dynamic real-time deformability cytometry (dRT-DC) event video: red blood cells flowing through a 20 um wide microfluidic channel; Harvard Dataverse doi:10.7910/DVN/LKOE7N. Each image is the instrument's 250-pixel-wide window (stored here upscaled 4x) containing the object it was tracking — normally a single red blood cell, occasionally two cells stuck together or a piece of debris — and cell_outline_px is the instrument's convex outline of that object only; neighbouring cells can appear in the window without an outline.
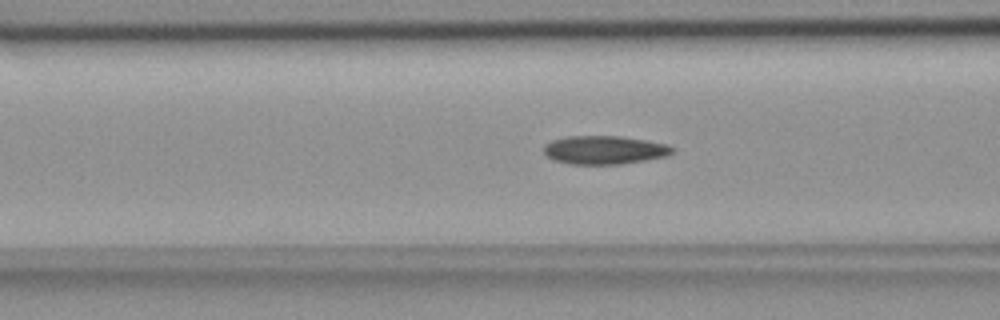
{"species": "common noctule bat (a hibernating species)", "species_latin": "Nyctalus noctula", "temperature_condition": "room temperature", "stored_images_in_passage": 48, "camera_frame_rate_fps": 3000, "um_per_image_px": 0.085, "animal": {"sex": "female", "body_mass_g": 18.4}, "frame": {"image": 1, "passage_image": 15, "time_ms": 4.667, "image_size_px": [1000, 320], "cell_outline_px": [[676, 148], [668, 156], [620, 164], [568, 164], [552, 160], [544, 152], [544, 144], [552, 140], [568, 136], [620, 136], [668, 144]], "centroid_in_image_um": [51.37, 12.75], "position_along_channel_um": 115.2, "area_um2": 21.39}}
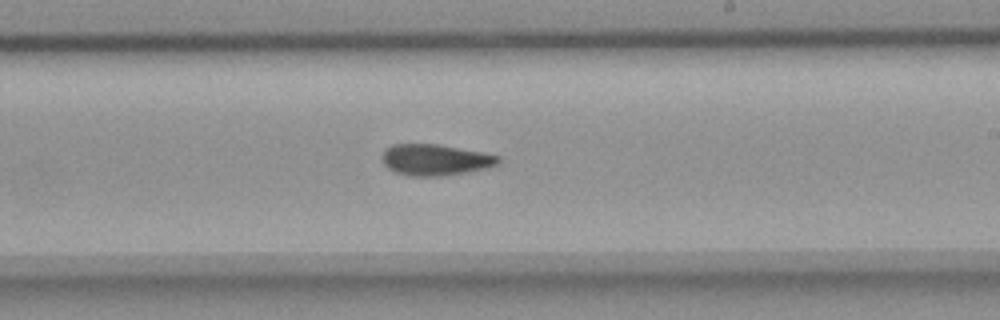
{"frame": {"image": 2, "passage_image": 26, "time_ms": 8.333, "image_size_px": [1000, 320], "cell_outline_px": [[500, 164], [488, 168], [440, 176], [408, 176], [396, 172], [388, 168], [384, 164], [380, 156], [384, 148], [392, 144], [436, 144], [484, 152], [500, 156]], "centroid_in_image_um": [36.98, 13.58], "position_along_channel_um": 252.0, "area_um2": 21.33}}
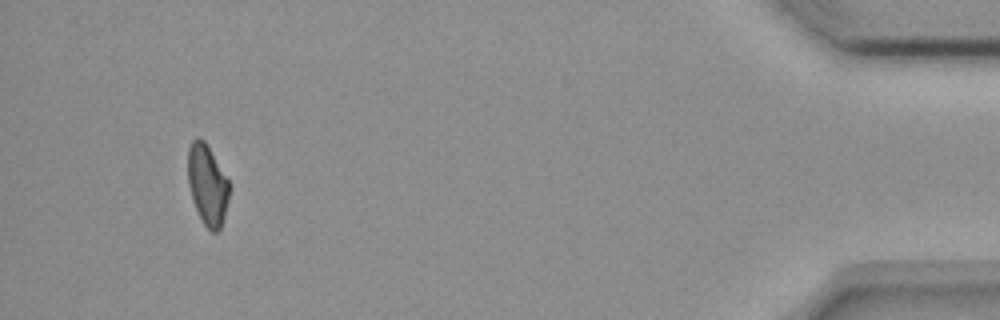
{"frame": {"image": 3, "passage_image": 45, "time_ms": 14.667, "image_size_px": [1000, 320], "cell_outline_px": [[228, 200], [224, 216], [220, 228], [216, 232], [212, 232], [200, 220], [192, 200], [188, 184], [188, 148], [192, 140], [196, 136], [200, 136], [204, 140], [228, 180]], "centroid_in_image_um": [17.59, 15.7], "position_along_channel_um": 417.6, "area_um2": 19.25}, "authors_computed_cell_mechanics": {"area_um2": 20.9525, "velocity_mm_per_s": 3.7509, "shape_relaxation_time_tau1_ms": null, "shape_relaxation_time_tau2_ms": 5.7898, "deformation_change_tau1": null, "deformation_change_tau2": 0.1065}}